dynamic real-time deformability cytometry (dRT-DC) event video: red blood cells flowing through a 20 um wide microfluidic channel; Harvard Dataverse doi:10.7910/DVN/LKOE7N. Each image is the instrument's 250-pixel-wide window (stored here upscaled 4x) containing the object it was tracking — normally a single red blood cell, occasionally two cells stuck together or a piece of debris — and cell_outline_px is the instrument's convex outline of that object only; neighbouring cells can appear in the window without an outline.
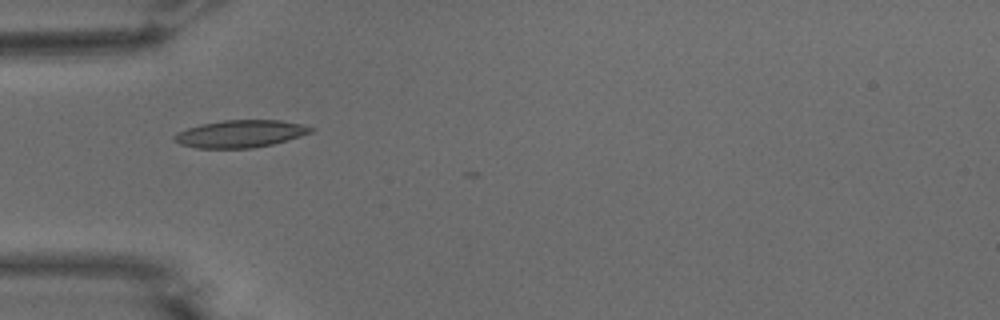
{"species": "common noctule bat (a hibernating species)", "species_latin": "Nyctalus noctula", "temperature_condition": "warm", "stored_images_in_passage": 4, "camera_frame_rate_fps": 3000, "um_per_image_px": 0.085, "animal": {"sex": "male", "body_mass_g": 15.6}, "frame": {"image": 1, "passage_image": 1, "time_ms": 0.0, "image_size_px": [1000, 320], "cell_outline_px": [[316, 128], [312, 132], [288, 140], [272, 144], [252, 148], [196, 148], [180, 144], [172, 140], [172, 136], [176, 132], [200, 124], [224, 120], [280, 120], [300, 124]], "centroid_in_image_um": [20.4, 11.37], "position_along_channel_um": 64.6, "area_um2": 21.85}}